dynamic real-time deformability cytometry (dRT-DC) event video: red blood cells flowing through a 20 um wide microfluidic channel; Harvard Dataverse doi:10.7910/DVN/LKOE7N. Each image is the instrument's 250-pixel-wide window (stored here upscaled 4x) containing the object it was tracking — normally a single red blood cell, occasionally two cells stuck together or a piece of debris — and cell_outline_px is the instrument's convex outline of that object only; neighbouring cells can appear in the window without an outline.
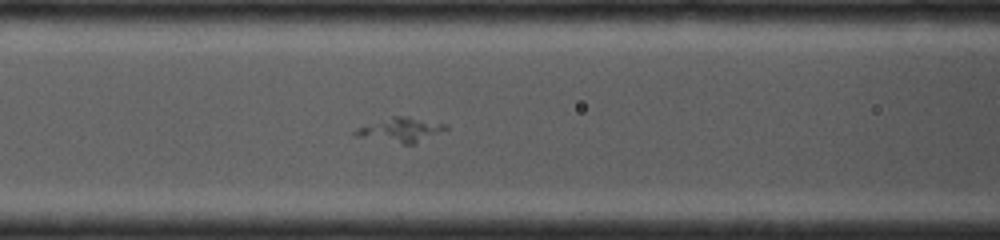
{"species": "common noctule bat (a hibernating species)", "species_latin": "Nyctalus noctula", "temperature_condition": "cold", "stored_images_in_passage": 52, "camera_frame_rate_fps": 4000, "um_per_image_px": 0.085, "animal": {"sex": "female", "body_mass_g": 19.0, "forearm_length_mm": 53.3}, "frame": {"image": 1, "passage_image": 21, "time_ms": 5.0, "image_size_px": [1000, 240], "cell_outline_px": [[448, 128], [412, 144], [404, 144], [356, 136], [352, 132], [356, 128], [392, 116], [408, 116], [448, 124]], "centroid_in_image_um": [34.04, 11.02], "position_along_channel_um": 132.6, "area_um2": 12.54}}
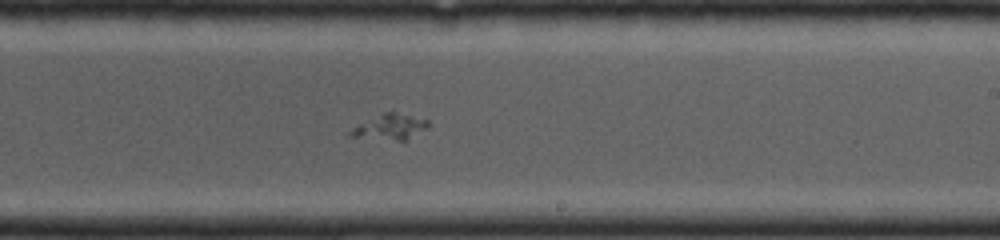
{"frame": {"image": 2, "passage_image": 32, "time_ms": 7.5, "image_size_px": [1000, 240], "cell_outline_px": [[428, 128], [408, 140], [396, 140], [348, 136], [348, 132], [352, 128], [384, 112], [396, 112], [428, 120]], "centroid_in_image_um": [33.18, 10.8], "position_along_channel_um": 255.8, "area_um2": 11.33}}
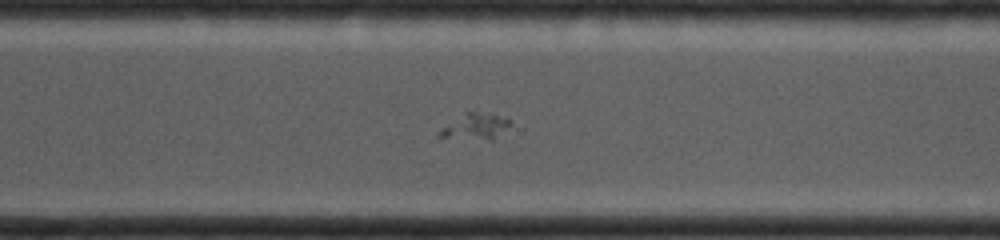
{"frame": {"image": 3, "passage_image": 37, "time_ms": 9.0, "image_size_px": [1000, 240], "cell_outline_px": [[512, 124], [492, 140], [488, 140], [436, 136], [436, 132], [468, 112], [476, 112], [508, 116]], "centroid_in_image_um": [40.48, 10.75], "position_along_channel_um": 330.1, "area_um2": 10.46}}